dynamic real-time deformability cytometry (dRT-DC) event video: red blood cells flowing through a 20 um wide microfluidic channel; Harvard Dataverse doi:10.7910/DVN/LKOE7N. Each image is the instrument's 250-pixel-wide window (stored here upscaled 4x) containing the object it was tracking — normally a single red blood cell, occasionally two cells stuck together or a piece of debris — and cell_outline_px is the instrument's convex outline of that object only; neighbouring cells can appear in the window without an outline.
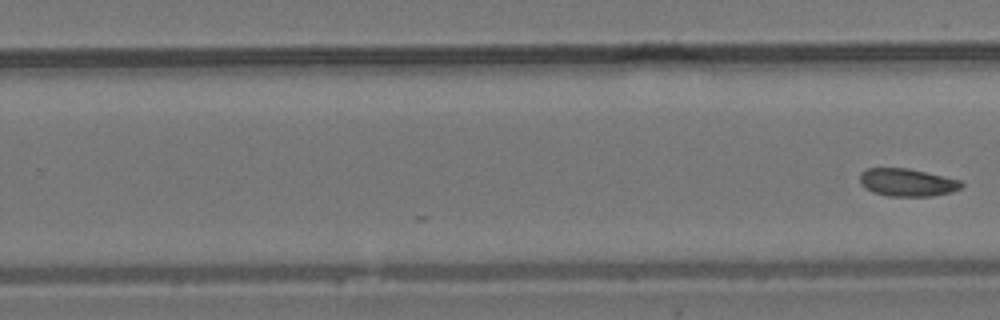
{"species": "common noctule bat (a hibernating species)", "species_latin": "Nyctalus noctula", "temperature_condition": "room temperature", "stored_images_in_passage": 34, "camera_frame_rate_fps": 3000, "um_per_image_px": 0.085, "animal": {"sex": "male", "body_mass_g": 19.2, "forearm_length_mm": 51.8}, "frame": {"image": 1, "passage_image": 34, "time_ms": 11.0, "image_size_px": [1000, 320], "cell_outline_px": [[964, 184], [960, 188], [952, 192], [932, 196], [888, 196], [872, 192], [864, 188], [860, 184], [860, 172], [864, 168], [908, 168], [960, 180]], "centroid_in_image_um": [77.07, 15.5], "position_along_channel_um": 252.7, "area_um2": 16.53}}